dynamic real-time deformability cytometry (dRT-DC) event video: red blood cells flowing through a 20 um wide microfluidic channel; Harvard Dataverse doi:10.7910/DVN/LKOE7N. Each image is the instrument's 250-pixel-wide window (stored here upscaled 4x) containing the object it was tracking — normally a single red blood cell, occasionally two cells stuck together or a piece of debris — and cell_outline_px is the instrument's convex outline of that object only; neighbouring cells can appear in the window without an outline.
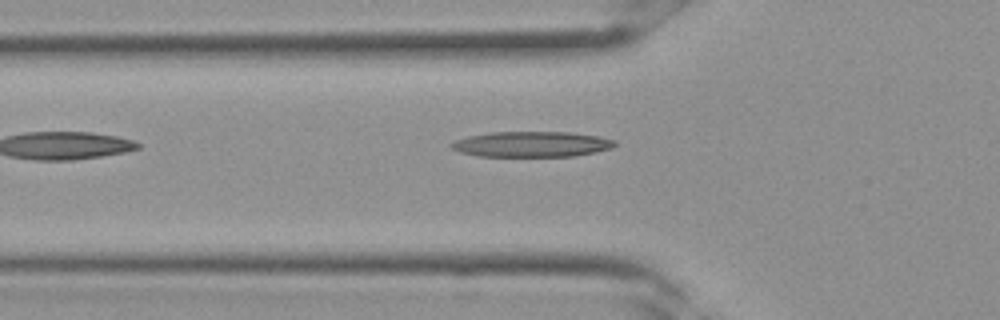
{"species": "Egyptian fruit bat (a non-hibernating species)", "species_latin": "Rousettus aegyptiacus", "temperature_condition": "room temperature", "stored_images_in_passage": 4, "camera_frame_rate_fps": 3000, "um_per_image_px": 0.085, "frame": {"image": 1, "passage_image": 4, "time_ms": 1.0, "image_size_px": [1000, 320], "cell_outline_px": [[616, 144], [612, 148], [596, 152], [572, 156], [476, 156], [460, 152], [452, 148], [448, 144], [456, 140], [468, 136], [492, 132], [568, 132], [600, 136], [616, 140]], "centroid_in_image_um": [45.2, 12.25], "position_along_channel_um": 80.6, "area_um2": 24.33}}